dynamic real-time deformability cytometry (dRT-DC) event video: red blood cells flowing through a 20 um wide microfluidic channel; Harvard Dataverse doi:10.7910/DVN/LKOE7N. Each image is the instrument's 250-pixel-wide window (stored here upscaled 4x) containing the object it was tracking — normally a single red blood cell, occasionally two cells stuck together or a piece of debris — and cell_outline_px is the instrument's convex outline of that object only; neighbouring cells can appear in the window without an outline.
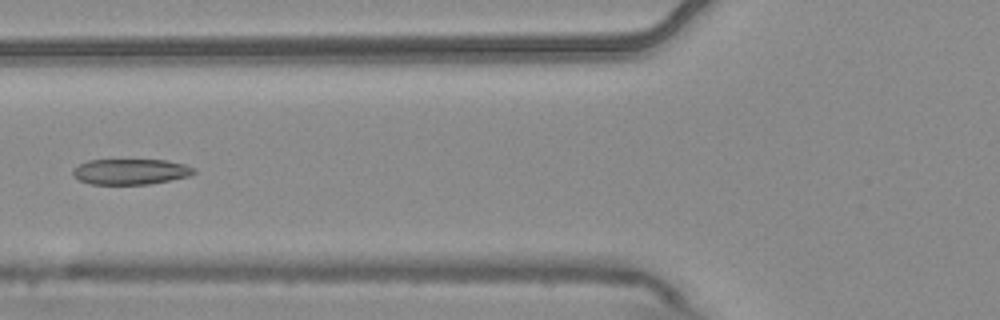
{"species": "common noctule bat (a hibernating species)", "species_latin": "Nyctalus noctula", "temperature_condition": "warm", "stored_images_in_passage": 7, "camera_frame_rate_fps": 3000, "um_per_image_px": 0.085, "animal": {"sex": "male", "body_mass_g": 20.4}, "frame": {"image": 1, "passage_image": 7, "time_ms": 2.0, "image_size_px": [1000, 320], "cell_outline_px": [[196, 172], [188, 176], [148, 184], [92, 184], [80, 180], [72, 176], [72, 168], [88, 160], [164, 160], [184, 164], [196, 168]], "centroid_in_image_um": [11.07, 14.58], "position_along_channel_um": 114.7, "area_um2": 17.98}}